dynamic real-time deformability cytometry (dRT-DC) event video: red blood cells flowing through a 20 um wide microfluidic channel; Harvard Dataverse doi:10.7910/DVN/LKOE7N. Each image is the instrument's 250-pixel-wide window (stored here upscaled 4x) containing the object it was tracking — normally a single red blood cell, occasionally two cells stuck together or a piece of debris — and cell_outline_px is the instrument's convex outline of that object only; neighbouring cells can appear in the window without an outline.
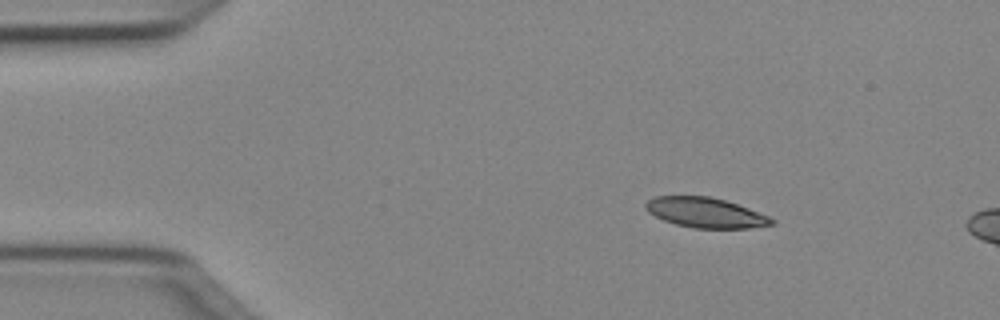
{"species": "Egyptian fruit bat (a non-hibernating species)", "species_latin": "Rousettus aegyptiacus", "temperature_condition": "cold", "stored_images_in_passage": 11, "camera_frame_rate_fps": 3000, "um_per_image_px": 0.085, "animal": {"sex": "female"}, "frame": {"image": 1, "passage_image": 7, "time_ms": 2.0, "image_size_px": [1000, 320], "cell_outline_px": [[776, 224], [748, 228], [692, 228], [676, 224], [664, 220], [648, 212], [644, 208], [644, 204], [652, 196], [712, 196], [748, 208], [768, 216], [776, 220]], "centroid_in_image_um": [59.95, 18.07], "position_along_channel_um": 25.0, "area_um2": 22.08}}